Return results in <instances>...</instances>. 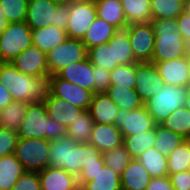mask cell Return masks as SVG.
<instances>
[{"label": "cell", "instance_id": "9f6ffc18", "mask_svg": "<svg viewBox=\"0 0 190 190\" xmlns=\"http://www.w3.org/2000/svg\"><path fill=\"white\" fill-rule=\"evenodd\" d=\"M184 12L190 15V0H186Z\"/></svg>", "mask_w": 190, "mask_h": 190}, {"label": "cell", "instance_id": "4316f807", "mask_svg": "<svg viewBox=\"0 0 190 190\" xmlns=\"http://www.w3.org/2000/svg\"><path fill=\"white\" fill-rule=\"evenodd\" d=\"M107 43L109 46H112L113 64L127 65L138 63L134 58L130 38L125 30H118Z\"/></svg>", "mask_w": 190, "mask_h": 190}, {"label": "cell", "instance_id": "f5cc1de1", "mask_svg": "<svg viewBox=\"0 0 190 190\" xmlns=\"http://www.w3.org/2000/svg\"><path fill=\"white\" fill-rule=\"evenodd\" d=\"M9 22L7 21L2 8L0 6V34L7 28Z\"/></svg>", "mask_w": 190, "mask_h": 190}, {"label": "cell", "instance_id": "f6af8a7d", "mask_svg": "<svg viewBox=\"0 0 190 190\" xmlns=\"http://www.w3.org/2000/svg\"><path fill=\"white\" fill-rule=\"evenodd\" d=\"M111 71L103 68L93 66V78H94V94L97 92H105L110 86Z\"/></svg>", "mask_w": 190, "mask_h": 190}, {"label": "cell", "instance_id": "d6a6232c", "mask_svg": "<svg viewBox=\"0 0 190 190\" xmlns=\"http://www.w3.org/2000/svg\"><path fill=\"white\" fill-rule=\"evenodd\" d=\"M136 159L143 165L152 178L168 176L167 157L163 156L154 147L144 151Z\"/></svg>", "mask_w": 190, "mask_h": 190}, {"label": "cell", "instance_id": "bcb514c9", "mask_svg": "<svg viewBox=\"0 0 190 190\" xmlns=\"http://www.w3.org/2000/svg\"><path fill=\"white\" fill-rule=\"evenodd\" d=\"M104 165V162L86 164L80 175L77 177L79 187H82L86 182L92 181L93 176H95Z\"/></svg>", "mask_w": 190, "mask_h": 190}, {"label": "cell", "instance_id": "7a4b0ae2", "mask_svg": "<svg viewBox=\"0 0 190 190\" xmlns=\"http://www.w3.org/2000/svg\"><path fill=\"white\" fill-rule=\"evenodd\" d=\"M0 83L9 89L13 101L42 102L48 92V79L24 74L11 62H0Z\"/></svg>", "mask_w": 190, "mask_h": 190}, {"label": "cell", "instance_id": "277c9868", "mask_svg": "<svg viewBox=\"0 0 190 190\" xmlns=\"http://www.w3.org/2000/svg\"><path fill=\"white\" fill-rule=\"evenodd\" d=\"M66 137V127L54 121L47 114V108L44 101L27 104L26 114L18 131V138H39L52 141L54 139Z\"/></svg>", "mask_w": 190, "mask_h": 190}, {"label": "cell", "instance_id": "4dcf8cb0", "mask_svg": "<svg viewBox=\"0 0 190 190\" xmlns=\"http://www.w3.org/2000/svg\"><path fill=\"white\" fill-rule=\"evenodd\" d=\"M94 120L89 110H84L71 125L66 127L67 137L77 143H88L94 127Z\"/></svg>", "mask_w": 190, "mask_h": 190}, {"label": "cell", "instance_id": "f907efd6", "mask_svg": "<svg viewBox=\"0 0 190 190\" xmlns=\"http://www.w3.org/2000/svg\"><path fill=\"white\" fill-rule=\"evenodd\" d=\"M146 190H175L171 185L169 176L155 177L149 182Z\"/></svg>", "mask_w": 190, "mask_h": 190}, {"label": "cell", "instance_id": "6f0895ef", "mask_svg": "<svg viewBox=\"0 0 190 190\" xmlns=\"http://www.w3.org/2000/svg\"><path fill=\"white\" fill-rule=\"evenodd\" d=\"M186 58L188 60L189 63V70H190V47L188 48L187 54H186Z\"/></svg>", "mask_w": 190, "mask_h": 190}, {"label": "cell", "instance_id": "9c48e42d", "mask_svg": "<svg viewBox=\"0 0 190 190\" xmlns=\"http://www.w3.org/2000/svg\"><path fill=\"white\" fill-rule=\"evenodd\" d=\"M124 30L130 38V45L135 60L138 63H152L155 33L150 22L131 23Z\"/></svg>", "mask_w": 190, "mask_h": 190}, {"label": "cell", "instance_id": "7c38bea8", "mask_svg": "<svg viewBox=\"0 0 190 190\" xmlns=\"http://www.w3.org/2000/svg\"><path fill=\"white\" fill-rule=\"evenodd\" d=\"M114 124L120 129L123 136H132L153 129L156 123L146 107L135 110L119 109Z\"/></svg>", "mask_w": 190, "mask_h": 190}, {"label": "cell", "instance_id": "6da1fadb", "mask_svg": "<svg viewBox=\"0 0 190 190\" xmlns=\"http://www.w3.org/2000/svg\"><path fill=\"white\" fill-rule=\"evenodd\" d=\"M49 166L79 176L86 164L104 162L102 153L90 143H77L73 139L50 141Z\"/></svg>", "mask_w": 190, "mask_h": 190}, {"label": "cell", "instance_id": "d590c367", "mask_svg": "<svg viewBox=\"0 0 190 190\" xmlns=\"http://www.w3.org/2000/svg\"><path fill=\"white\" fill-rule=\"evenodd\" d=\"M123 144L126 150L130 153L132 159L138 158L144 151L151 149L155 142V127L146 132L123 136Z\"/></svg>", "mask_w": 190, "mask_h": 190}, {"label": "cell", "instance_id": "2e32d148", "mask_svg": "<svg viewBox=\"0 0 190 190\" xmlns=\"http://www.w3.org/2000/svg\"><path fill=\"white\" fill-rule=\"evenodd\" d=\"M152 63L156 65L165 84L178 87H190V70L186 56L180 59Z\"/></svg>", "mask_w": 190, "mask_h": 190}, {"label": "cell", "instance_id": "11a10c76", "mask_svg": "<svg viewBox=\"0 0 190 190\" xmlns=\"http://www.w3.org/2000/svg\"><path fill=\"white\" fill-rule=\"evenodd\" d=\"M53 2H55L56 4L60 5V4H68L73 0H52Z\"/></svg>", "mask_w": 190, "mask_h": 190}, {"label": "cell", "instance_id": "f546056e", "mask_svg": "<svg viewBox=\"0 0 190 190\" xmlns=\"http://www.w3.org/2000/svg\"><path fill=\"white\" fill-rule=\"evenodd\" d=\"M27 104L25 102L13 101L3 109H0V125L2 128L18 132L26 114Z\"/></svg>", "mask_w": 190, "mask_h": 190}, {"label": "cell", "instance_id": "5bb4252c", "mask_svg": "<svg viewBox=\"0 0 190 190\" xmlns=\"http://www.w3.org/2000/svg\"><path fill=\"white\" fill-rule=\"evenodd\" d=\"M11 63L24 74L45 79L50 76L47 53L33 44L22 51Z\"/></svg>", "mask_w": 190, "mask_h": 190}, {"label": "cell", "instance_id": "d6986e66", "mask_svg": "<svg viewBox=\"0 0 190 190\" xmlns=\"http://www.w3.org/2000/svg\"><path fill=\"white\" fill-rule=\"evenodd\" d=\"M56 75L94 93L93 65L88 58L77 63L68 64L59 70Z\"/></svg>", "mask_w": 190, "mask_h": 190}, {"label": "cell", "instance_id": "ee69618b", "mask_svg": "<svg viewBox=\"0 0 190 190\" xmlns=\"http://www.w3.org/2000/svg\"><path fill=\"white\" fill-rule=\"evenodd\" d=\"M11 190H41L38 172L25 171Z\"/></svg>", "mask_w": 190, "mask_h": 190}, {"label": "cell", "instance_id": "484cf974", "mask_svg": "<svg viewBox=\"0 0 190 190\" xmlns=\"http://www.w3.org/2000/svg\"><path fill=\"white\" fill-rule=\"evenodd\" d=\"M22 163L15 154L0 158V190H11L20 176L25 172Z\"/></svg>", "mask_w": 190, "mask_h": 190}, {"label": "cell", "instance_id": "3957f363", "mask_svg": "<svg viewBox=\"0 0 190 190\" xmlns=\"http://www.w3.org/2000/svg\"><path fill=\"white\" fill-rule=\"evenodd\" d=\"M155 33L152 62H163L185 57L189 46L181 36L176 19H151Z\"/></svg>", "mask_w": 190, "mask_h": 190}, {"label": "cell", "instance_id": "8992f818", "mask_svg": "<svg viewBox=\"0 0 190 190\" xmlns=\"http://www.w3.org/2000/svg\"><path fill=\"white\" fill-rule=\"evenodd\" d=\"M50 141L39 138H18L15 156L26 171L40 172L49 166Z\"/></svg>", "mask_w": 190, "mask_h": 190}, {"label": "cell", "instance_id": "30bf717a", "mask_svg": "<svg viewBox=\"0 0 190 190\" xmlns=\"http://www.w3.org/2000/svg\"><path fill=\"white\" fill-rule=\"evenodd\" d=\"M96 18V4L79 0L71 1L66 28L67 37L82 40Z\"/></svg>", "mask_w": 190, "mask_h": 190}, {"label": "cell", "instance_id": "d4e9b609", "mask_svg": "<svg viewBox=\"0 0 190 190\" xmlns=\"http://www.w3.org/2000/svg\"><path fill=\"white\" fill-rule=\"evenodd\" d=\"M118 29L107 21L96 18L89 27L82 42L87 49L106 44L116 33Z\"/></svg>", "mask_w": 190, "mask_h": 190}, {"label": "cell", "instance_id": "ba28073f", "mask_svg": "<svg viewBox=\"0 0 190 190\" xmlns=\"http://www.w3.org/2000/svg\"><path fill=\"white\" fill-rule=\"evenodd\" d=\"M88 49L81 39L68 38L47 53L49 74L55 75L68 64L87 58Z\"/></svg>", "mask_w": 190, "mask_h": 190}, {"label": "cell", "instance_id": "cb8c5ba5", "mask_svg": "<svg viewBox=\"0 0 190 190\" xmlns=\"http://www.w3.org/2000/svg\"><path fill=\"white\" fill-rule=\"evenodd\" d=\"M96 13L98 18L107 21L118 30H124L128 25L121 0H100L96 3Z\"/></svg>", "mask_w": 190, "mask_h": 190}, {"label": "cell", "instance_id": "ffe728a7", "mask_svg": "<svg viewBox=\"0 0 190 190\" xmlns=\"http://www.w3.org/2000/svg\"><path fill=\"white\" fill-rule=\"evenodd\" d=\"M123 134L115 124L95 123L88 143L101 153L123 144Z\"/></svg>", "mask_w": 190, "mask_h": 190}, {"label": "cell", "instance_id": "1f68e13d", "mask_svg": "<svg viewBox=\"0 0 190 190\" xmlns=\"http://www.w3.org/2000/svg\"><path fill=\"white\" fill-rule=\"evenodd\" d=\"M186 140L183 136L166 129L160 124L155 125V142L153 147L165 157H168L177 146Z\"/></svg>", "mask_w": 190, "mask_h": 190}, {"label": "cell", "instance_id": "8d00e7d4", "mask_svg": "<svg viewBox=\"0 0 190 190\" xmlns=\"http://www.w3.org/2000/svg\"><path fill=\"white\" fill-rule=\"evenodd\" d=\"M160 125L190 139V111L185 106L176 109Z\"/></svg>", "mask_w": 190, "mask_h": 190}, {"label": "cell", "instance_id": "5b68a950", "mask_svg": "<svg viewBox=\"0 0 190 190\" xmlns=\"http://www.w3.org/2000/svg\"><path fill=\"white\" fill-rule=\"evenodd\" d=\"M188 87L165 84L160 92L144 102L156 124H161L176 109L185 106Z\"/></svg>", "mask_w": 190, "mask_h": 190}, {"label": "cell", "instance_id": "db71d44e", "mask_svg": "<svg viewBox=\"0 0 190 190\" xmlns=\"http://www.w3.org/2000/svg\"><path fill=\"white\" fill-rule=\"evenodd\" d=\"M185 107L190 111V87H188L187 96L185 100Z\"/></svg>", "mask_w": 190, "mask_h": 190}, {"label": "cell", "instance_id": "ac0fdd59", "mask_svg": "<svg viewBox=\"0 0 190 190\" xmlns=\"http://www.w3.org/2000/svg\"><path fill=\"white\" fill-rule=\"evenodd\" d=\"M44 103L47 108V114L64 127L71 125L84 111V109L54 96L49 90L46 94Z\"/></svg>", "mask_w": 190, "mask_h": 190}, {"label": "cell", "instance_id": "e575fe53", "mask_svg": "<svg viewBox=\"0 0 190 190\" xmlns=\"http://www.w3.org/2000/svg\"><path fill=\"white\" fill-rule=\"evenodd\" d=\"M186 0H151V19H177L185 11Z\"/></svg>", "mask_w": 190, "mask_h": 190}, {"label": "cell", "instance_id": "b9f144b4", "mask_svg": "<svg viewBox=\"0 0 190 190\" xmlns=\"http://www.w3.org/2000/svg\"><path fill=\"white\" fill-rule=\"evenodd\" d=\"M0 6L9 23L26 20L28 0H0Z\"/></svg>", "mask_w": 190, "mask_h": 190}, {"label": "cell", "instance_id": "9a60e30c", "mask_svg": "<svg viewBox=\"0 0 190 190\" xmlns=\"http://www.w3.org/2000/svg\"><path fill=\"white\" fill-rule=\"evenodd\" d=\"M52 0H28L25 22L31 30L56 24V7Z\"/></svg>", "mask_w": 190, "mask_h": 190}, {"label": "cell", "instance_id": "836d02e7", "mask_svg": "<svg viewBox=\"0 0 190 190\" xmlns=\"http://www.w3.org/2000/svg\"><path fill=\"white\" fill-rule=\"evenodd\" d=\"M151 0H121L127 24L150 22Z\"/></svg>", "mask_w": 190, "mask_h": 190}, {"label": "cell", "instance_id": "681fc988", "mask_svg": "<svg viewBox=\"0 0 190 190\" xmlns=\"http://www.w3.org/2000/svg\"><path fill=\"white\" fill-rule=\"evenodd\" d=\"M176 22L179 27L181 36L190 47V15L186 12H182L176 19Z\"/></svg>", "mask_w": 190, "mask_h": 190}, {"label": "cell", "instance_id": "52a82bcc", "mask_svg": "<svg viewBox=\"0 0 190 190\" xmlns=\"http://www.w3.org/2000/svg\"><path fill=\"white\" fill-rule=\"evenodd\" d=\"M32 30L24 22L9 23L0 34L1 62H12L22 51L31 46Z\"/></svg>", "mask_w": 190, "mask_h": 190}, {"label": "cell", "instance_id": "c3c4849f", "mask_svg": "<svg viewBox=\"0 0 190 190\" xmlns=\"http://www.w3.org/2000/svg\"><path fill=\"white\" fill-rule=\"evenodd\" d=\"M70 16V3L60 4L56 7V24L55 27L66 30Z\"/></svg>", "mask_w": 190, "mask_h": 190}, {"label": "cell", "instance_id": "f35d334b", "mask_svg": "<svg viewBox=\"0 0 190 190\" xmlns=\"http://www.w3.org/2000/svg\"><path fill=\"white\" fill-rule=\"evenodd\" d=\"M102 156L104 164L119 175L122 174L123 170L132 159L124 144L103 152Z\"/></svg>", "mask_w": 190, "mask_h": 190}, {"label": "cell", "instance_id": "7402d4cb", "mask_svg": "<svg viewBox=\"0 0 190 190\" xmlns=\"http://www.w3.org/2000/svg\"><path fill=\"white\" fill-rule=\"evenodd\" d=\"M120 179L122 190H146L152 177L137 159H131Z\"/></svg>", "mask_w": 190, "mask_h": 190}, {"label": "cell", "instance_id": "83f0119b", "mask_svg": "<svg viewBox=\"0 0 190 190\" xmlns=\"http://www.w3.org/2000/svg\"><path fill=\"white\" fill-rule=\"evenodd\" d=\"M105 92L118 105L119 109L130 111L144 105L135 89L110 85Z\"/></svg>", "mask_w": 190, "mask_h": 190}, {"label": "cell", "instance_id": "f1b7e54d", "mask_svg": "<svg viewBox=\"0 0 190 190\" xmlns=\"http://www.w3.org/2000/svg\"><path fill=\"white\" fill-rule=\"evenodd\" d=\"M81 188L83 190H122V185L120 175L104 165L93 176V180L86 182Z\"/></svg>", "mask_w": 190, "mask_h": 190}, {"label": "cell", "instance_id": "8fae6325", "mask_svg": "<svg viewBox=\"0 0 190 190\" xmlns=\"http://www.w3.org/2000/svg\"><path fill=\"white\" fill-rule=\"evenodd\" d=\"M48 90L56 97L64 99L72 105L88 110L93 92L66 81L56 74L48 78Z\"/></svg>", "mask_w": 190, "mask_h": 190}, {"label": "cell", "instance_id": "603a6c76", "mask_svg": "<svg viewBox=\"0 0 190 190\" xmlns=\"http://www.w3.org/2000/svg\"><path fill=\"white\" fill-rule=\"evenodd\" d=\"M32 43L45 53L53 50L56 46L67 39L66 30L49 25L44 28L32 30Z\"/></svg>", "mask_w": 190, "mask_h": 190}, {"label": "cell", "instance_id": "4fadbf2b", "mask_svg": "<svg viewBox=\"0 0 190 190\" xmlns=\"http://www.w3.org/2000/svg\"><path fill=\"white\" fill-rule=\"evenodd\" d=\"M165 85L154 63H136L135 90L143 102L160 92Z\"/></svg>", "mask_w": 190, "mask_h": 190}, {"label": "cell", "instance_id": "680465c9", "mask_svg": "<svg viewBox=\"0 0 190 190\" xmlns=\"http://www.w3.org/2000/svg\"><path fill=\"white\" fill-rule=\"evenodd\" d=\"M79 1H86V2H89V3H94V4H96V3L99 2L100 0H79Z\"/></svg>", "mask_w": 190, "mask_h": 190}, {"label": "cell", "instance_id": "e0dca14e", "mask_svg": "<svg viewBox=\"0 0 190 190\" xmlns=\"http://www.w3.org/2000/svg\"><path fill=\"white\" fill-rule=\"evenodd\" d=\"M41 190H78V178L72 173L48 166L38 172Z\"/></svg>", "mask_w": 190, "mask_h": 190}, {"label": "cell", "instance_id": "74e56055", "mask_svg": "<svg viewBox=\"0 0 190 190\" xmlns=\"http://www.w3.org/2000/svg\"><path fill=\"white\" fill-rule=\"evenodd\" d=\"M190 167V139L177 146L167 157L168 176L188 171Z\"/></svg>", "mask_w": 190, "mask_h": 190}, {"label": "cell", "instance_id": "7dc6e473", "mask_svg": "<svg viewBox=\"0 0 190 190\" xmlns=\"http://www.w3.org/2000/svg\"><path fill=\"white\" fill-rule=\"evenodd\" d=\"M169 178L175 190H190V175L188 171L171 174Z\"/></svg>", "mask_w": 190, "mask_h": 190}, {"label": "cell", "instance_id": "44dd1931", "mask_svg": "<svg viewBox=\"0 0 190 190\" xmlns=\"http://www.w3.org/2000/svg\"><path fill=\"white\" fill-rule=\"evenodd\" d=\"M88 110L95 123L114 124L119 107L106 92H97L93 94Z\"/></svg>", "mask_w": 190, "mask_h": 190}, {"label": "cell", "instance_id": "816d5d0a", "mask_svg": "<svg viewBox=\"0 0 190 190\" xmlns=\"http://www.w3.org/2000/svg\"><path fill=\"white\" fill-rule=\"evenodd\" d=\"M12 102L13 99L9 89L0 83V109H3L6 105Z\"/></svg>", "mask_w": 190, "mask_h": 190}, {"label": "cell", "instance_id": "60d3db41", "mask_svg": "<svg viewBox=\"0 0 190 190\" xmlns=\"http://www.w3.org/2000/svg\"><path fill=\"white\" fill-rule=\"evenodd\" d=\"M110 85L135 89L136 83V63L118 65L111 71Z\"/></svg>", "mask_w": 190, "mask_h": 190}, {"label": "cell", "instance_id": "7bdbcfd3", "mask_svg": "<svg viewBox=\"0 0 190 190\" xmlns=\"http://www.w3.org/2000/svg\"><path fill=\"white\" fill-rule=\"evenodd\" d=\"M18 132L9 129L0 130V158L15 153Z\"/></svg>", "mask_w": 190, "mask_h": 190}, {"label": "cell", "instance_id": "ab89813d", "mask_svg": "<svg viewBox=\"0 0 190 190\" xmlns=\"http://www.w3.org/2000/svg\"><path fill=\"white\" fill-rule=\"evenodd\" d=\"M87 58L93 66L112 71L118 66L113 64L112 46L108 43L88 49Z\"/></svg>", "mask_w": 190, "mask_h": 190}]
</instances>
